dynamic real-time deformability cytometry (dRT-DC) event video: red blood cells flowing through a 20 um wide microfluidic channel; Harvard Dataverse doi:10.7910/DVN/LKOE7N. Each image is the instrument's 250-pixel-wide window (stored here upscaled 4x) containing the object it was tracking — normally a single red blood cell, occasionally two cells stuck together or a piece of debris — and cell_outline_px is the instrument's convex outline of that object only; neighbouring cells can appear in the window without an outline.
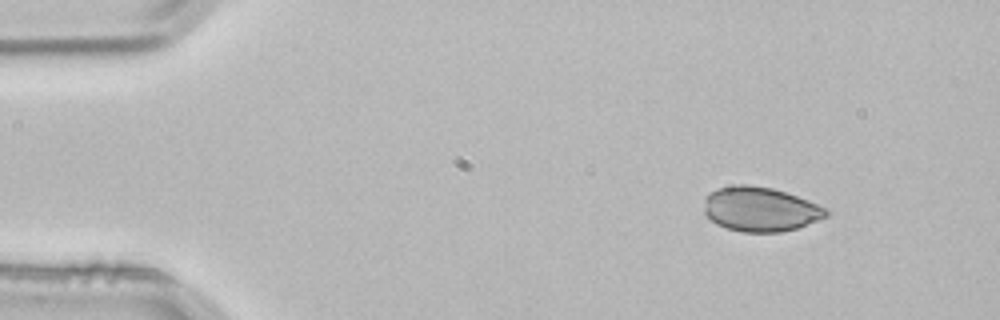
{"species": "common noctule bat (a hibernating species)", "species_latin": "Nyctalus noctula", "temperature_condition": "room temperature", "stored_images_in_passage": 2, "camera_frame_rate_fps": 3000, "um_per_image_px": 0.085, "animal": {"sex": "male", "body_mass_g": 21.5, "forearm_length_mm": 52.0}, "frame": {"image": 1, "passage_image": 1, "time_ms": 0.0, "image_size_px": [1000, 320], "cell_outline_px": [[828, 216], [796, 228], [780, 232], [740, 232], [716, 224], [704, 212], [704, 196], [716, 188], [740, 184], [748, 184], [772, 188], [808, 200], [828, 208]], "centroid_in_image_um": [64.6, 17.77], "position_along_channel_um": 20.4, "area_um2": 31.67}}